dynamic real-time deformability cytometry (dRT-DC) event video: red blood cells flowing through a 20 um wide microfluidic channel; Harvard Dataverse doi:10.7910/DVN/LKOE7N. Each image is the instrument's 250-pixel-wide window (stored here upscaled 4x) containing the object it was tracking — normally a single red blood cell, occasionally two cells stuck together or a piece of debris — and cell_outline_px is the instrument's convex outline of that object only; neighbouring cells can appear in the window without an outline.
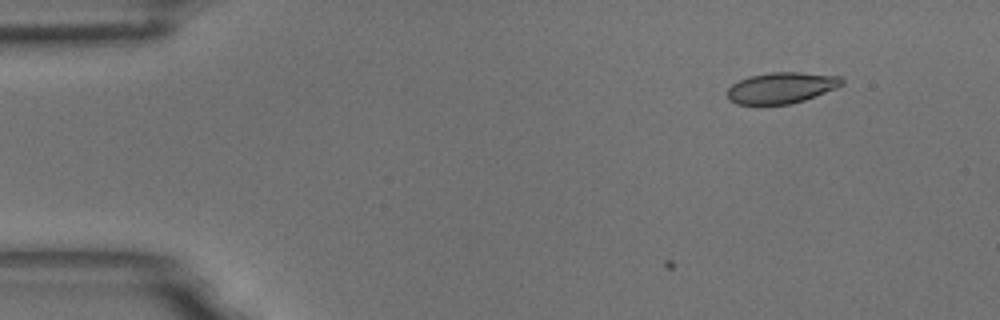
{"species": "common noctule bat (a hibernating species)", "species_latin": "Nyctalus noctula", "temperature_condition": "room temperature", "stored_images_in_passage": 4, "camera_frame_rate_fps": 3000, "um_per_image_px": 0.085, "animal": {"sex": "male", "body_mass_g": 18.8}, "frame": {"image": 1, "passage_image": 4, "time_ms": 1.0, "image_size_px": [1000, 320], "cell_outline_px": [[844, 84], [836, 88], [804, 100], [788, 104], [736, 104], [728, 100], [728, 88], [732, 84], [748, 76], [772, 72], [800, 72], [840, 76], [844, 80]], "centroid_in_image_um": [66.42, 7.45], "position_along_channel_um": 18.6, "area_um2": 20.69}}